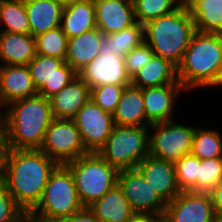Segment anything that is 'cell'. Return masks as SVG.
Wrapping results in <instances>:
<instances>
[{
  "mask_svg": "<svg viewBox=\"0 0 222 222\" xmlns=\"http://www.w3.org/2000/svg\"><path fill=\"white\" fill-rule=\"evenodd\" d=\"M58 164L40 149H12L0 163V178L28 214L39 202Z\"/></svg>",
  "mask_w": 222,
  "mask_h": 222,
  "instance_id": "obj_1",
  "label": "cell"
},
{
  "mask_svg": "<svg viewBox=\"0 0 222 222\" xmlns=\"http://www.w3.org/2000/svg\"><path fill=\"white\" fill-rule=\"evenodd\" d=\"M195 32L194 19L185 2L175 11L144 24L145 42L156 56L176 67L181 64Z\"/></svg>",
  "mask_w": 222,
  "mask_h": 222,
  "instance_id": "obj_2",
  "label": "cell"
},
{
  "mask_svg": "<svg viewBox=\"0 0 222 222\" xmlns=\"http://www.w3.org/2000/svg\"><path fill=\"white\" fill-rule=\"evenodd\" d=\"M222 62V34L196 31L177 67L185 91L210 87L216 82Z\"/></svg>",
  "mask_w": 222,
  "mask_h": 222,
  "instance_id": "obj_3",
  "label": "cell"
},
{
  "mask_svg": "<svg viewBox=\"0 0 222 222\" xmlns=\"http://www.w3.org/2000/svg\"><path fill=\"white\" fill-rule=\"evenodd\" d=\"M5 108L12 149H40L53 120L50 100L37 94L13 101Z\"/></svg>",
  "mask_w": 222,
  "mask_h": 222,
  "instance_id": "obj_4",
  "label": "cell"
},
{
  "mask_svg": "<svg viewBox=\"0 0 222 222\" xmlns=\"http://www.w3.org/2000/svg\"><path fill=\"white\" fill-rule=\"evenodd\" d=\"M83 207L72 173L65 165H58L50 174L42 197L27 218L35 222H56Z\"/></svg>",
  "mask_w": 222,
  "mask_h": 222,
  "instance_id": "obj_5",
  "label": "cell"
},
{
  "mask_svg": "<svg viewBox=\"0 0 222 222\" xmlns=\"http://www.w3.org/2000/svg\"><path fill=\"white\" fill-rule=\"evenodd\" d=\"M75 181L81 204L90 206L118 184L119 170L97 152H89L65 164Z\"/></svg>",
  "mask_w": 222,
  "mask_h": 222,
  "instance_id": "obj_6",
  "label": "cell"
},
{
  "mask_svg": "<svg viewBox=\"0 0 222 222\" xmlns=\"http://www.w3.org/2000/svg\"><path fill=\"white\" fill-rule=\"evenodd\" d=\"M148 127L115 125L97 153L118 170L135 168L150 155Z\"/></svg>",
  "mask_w": 222,
  "mask_h": 222,
  "instance_id": "obj_7",
  "label": "cell"
},
{
  "mask_svg": "<svg viewBox=\"0 0 222 222\" xmlns=\"http://www.w3.org/2000/svg\"><path fill=\"white\" fill-rule=\"evenodd\" d=\"M149 153L159 159L176 162L191 151L196 127L177 124L173 120L151 124Z\"/></svg>",
  "mask_w": 222,
  "mask_h": 222,
  "instance_id": "obj_8",
  "label": "cell"
},
{
  "mask_svg": "<svg viewBox=\"0 0 222 222\" xmlns=\"http://www.w3.org/2000/svg\"><path fill=\"white\" fill-rule=\"evenodd\" d=\"M40 150L58 165H65L89 153L73 119L60 118L51 121Z\"/></svg>",
  "mask_w": 222,
  "mask_h": 222,
  "instance_id": "obj_9",
  "label": "cell"
},
{
  "mask_svg": "<svg viewBox=\"0 0 222 222\" xmlns=\"http://www.w3.org/2000/svg\"><path fill=\"white\" fill-rule=\"evenodd\" d=\"M28 67L38 94L48 99L78 75L63 59L38 54Z\"/></svg>",
  "mask_w": 222,
  "mask_h": 222,
  "instance_id": "obj_10",
  "label": "cell"
},
{
  "mask_svg": "<svg viewBox=\"0 0 222 222\" xmlns=\"http://www.w3.org/2000/svg\"><path fill=\"white\" fill-rule=\"evenodd\" d=\"M73 121L88 152H98L115 126L113 115L104 111L91 98L77 112Z\"/></svg>",
  "mask_w": 222,
  "mask_h": 222,
  "instance_id": "obj_11",
  "label": "cell"
},
{
  "mask_svg": "<svg viewBox=\"0 0 222 222\" xmlns=\"http://www.w3.org/2000/svg\"><path fill=\"white\" fill-rule=\"evenodd\" d=\"M118 186L136 213L161 214L167 203L145 181L136 169H123L118 173Z\"/></svg>",
  "mask_w": 222,
  "mask_h": 222,
  "instance_id": "obj_12",
  "label": "cell"
},
{
  "mask_svg": "<svg viewBox=\"0 0 222 222\" xmlns=\"http://www.w3.org/2000/svg\"><path fill=\"white\" fill-rule=\"evenodd\" d=\"M100 54L77 74L91 88L103 85H130L131 78L125 67L124 57L112 49H99Z\"/></svg>",
  "mask_w": 222,
  "mask_h": 222,
  "instance_id": "obj_13",
  "label": "cell"
},
{
  "mask_svg": "<svg viewBox=\"0 0 222 222\" xmlns=\"http://www.w3.org/2000/svg\"><path fill=\"white\" fill-rule=\"evenodd\" d=\"M165 213L173 222H211L215 215L210 194L193 191L180 192Z\"/></svg>",
  "mask_w": 222,
  "mask_h": 222,
  "instance_id": "obj_14",
  "label": "cell"
},
{
  "mask_svg": "<svg viewBox=\"0 0 222 222\" xmlns=\"http://www.w3.org/2000/svg\"><path fill=\"white\" fill-rule=\"evenodd\" d=\"M135 168L166 203L181 192L176 180L174 162L149 155Z\"/></svg>",
  "mask_w": 222,
  "mask_h": 222,
  "instance_id": "obj_15",
  "label": "cell"
},
{
  "mask_svg": "<svg viewBox=\"0 0 222 222\" xmlns=\"http://www.w3.org/2000/svg\"><path fill=\"white\" fill-rule=\"evenodd\" d=\"M96 27L104 34L120 32L136 23L130 0H94Z\"/></svg>",
  "mask_w": 222,
  "mask_h": 222,
  "instance_id": "obj_16",
  "label": "cell"
},
{
  "mask_svg": "<svg viewBox=\"0 0 222 222\" xmlns=\"http://www.w3.org/2000/svg\"><path fill=\"white\" fill-rule=\"evenodd\" d=\"M37 94L28 65H0V107Z\"/></svg>",
  "mask_w": 222,
  "mask_h": 222,
  "instance_id": "obj_17",
  "label": "cell"
},
{
  "mask_svg": "<svg viewBox=\"0 0 222 222\" xmlns=\"http://www.w3.org/2000/svg\"><path fill=\"white\" fill-rule=\"evenodd\" d=\"M185 89L181 84H167L143 89L145 118L150 124L171 121L174 100Z\"/></svg>",
  "mask_w": 222,
  "mask_h": 222,
  "instance_id": "obj_18",
  "label": "cell"
},
{
  "mask_svg": "<svg viewBox=\"0 0 222 222\" xmlns=\"http://www.w3.org/2000/svg\"><path fill=\"white\" fill-rule=\"evenodd\" d=\"M91 89L78 75L49 98L53 118L73 119L90 100Z\"/></svg>",
  "mask_w": 222,
  "mask_h": 222,
  "instance_id": "obj_19",
  "label": "cell"
},
{
  "mask_svg": "<svg viewBox=\"0 0 222 222\" xmlns=\"http://www.w3.org/2000/svg\"><path fill=\"white\" fill-rule=\"evenodd\" d=\"M63 7L58 0H25L30 34L36 37L60 27Z\"/></svg>",
  "mask_w": 222,
  "mask_h": 222,
  "instance_id": "obj_20",
  "label": "cell"
},
{
  "mask_svg": "<svg viewBox=\"0 0 222 222\" xmlns=\"http://www.w3.org/2000/svg\"><path fill=\"white\" fill-rule=\"evenodd\" d=\"M103 38L104 34L98 28L69 38L65 62L78 73L100 54Z\"/></svg>",
  "mask_w": 222,
  "mask_h": 222,
  "instance_id": "obj_21",
  "label": "cell"
},
{
  "mask_svg": "<svg viewBox=\"0 0 222 222\" xmlns=\"http://www.w3.org/2000/svg\"><path fill=\"white\" fill-rule=\"evenodd\" d=\"M35 56V38L31 34L10 33L0 30L2 65H28Z\"/></svg>",
  "mask_w": 222,
  "mask_h": 222,
  "instance_id": "obj_22",
  "label": "cell"
},
{
  "mask_svg": "<svg viewBox=\"0 0 222 222\" xmlns=\"http://www.w3.org/2000/svg\"><path fill=\"white\" fill-rule=\"evenodd\" d=\"M112 115L118 126H150L145 118L143 89L131 84L126 86Z\"/></svg>",
  "mask_w": 222,
  "mask_h": 222,
  "instance_id": "obj_23",
  "label": "cell"
},
{
  "mask_svg": "<svg viewBox=\"0 0 222 222\" xmlns=\"http://www.w3.org/2000/svg\"><path fill=\"white\" fill-rule=\"evenodd\" d=\"M60 27L68 39L97 28L94 0L65 5Z\"/></svg>",
  "mask_w": 222,
  "mask_h": 222,
  "instance_id": "obj_24",
  "label": "cell"
},
{
  "mask_svg": "<svg viewBox=\"0 0 222 222\" xmlns=\"http://www.w3.org/2000/svg\"><path fill=\"white\" fill-rule=\"evenodd\" d=\"M88 208L101 222H128L136 214L118 184Z\"/></svg>",
  "mask_w": 222,
  "mask_h": 222,
  "instance_id": "obj_25",
  "label": "cell"
},
{
  "mask_svg": "<svg viewBox=\"0 0 222 222\" xmlns=\"http://www.w3.org/2000/svg\"><path fill=\"white\" fill-rule=\"evenodd\" d=\"M167 84H180L177 67L169 60L156 55L131 79V85L141 89Z\"/></svg>",
  "mask_w": 222,
  "mask_h": 222,
  "instance_id": "obj_26",
  "label": "cell"
},
{
  "mask_svg": "<svg viewBox=\"0 0 222 222\" xmlns=\"http://www.w3.org/2000/svg\"><path fill=\"white\" fill-rule=\"evenodd\" d=\"M196 31L222 34V0H187Z\"/></svg>",
  "mask_w": 222,
  "mask_h": 222,
  "instance_id": "obj_27",
  "label": "cell"
},
{
  "mask_svg": "<svg viewBox=\"0 0 222 222\" xmlns=\"http://www.w3.org/2000/svg\"><path fill=\"white\" fill-rule=\"evenodd\" d=\"M144 41V25L136 22L120 32L104 35L99 49H112L118 56L125 57Z\"/></svg>",
  "mask_w": 222,
  "mask_h": 222,
  "instance_id": "obj_28",
  "label": "cell"
},
{
  "mask_svg": "<svg viewBox=\"0 0 222 222\" xmlns=\"http://www.w3.org/2000/svg\"><path fill=\"white\" fill-rule=\"evenodd\" d=\"M0 25L4 32L30 34L25 0H0Z\"/></svg>",
  "mask_w": 222,
  "mask_h": 222,
  "instance_id": "obj_29",
  "label": "cell"
},
{
  "mask_svg": "<svg viewBox=\"0 0 222 222\" xmlns=\"http://www.w3.org/2000/svg\"><path fill=\"white\" fill-rule=\"evenodd\" d=\"M191 154L204 159L222 158V136L216 130L195 128Z\"/></svg>",
  "mask_w": 222,
  "mask_h": 222,
  "instance_id": "obj_30",
  "label": "cell"
},
{
  "mask_svg": "<svg viewBox=\"0 0 222 222\" xmlns=\"http://www.w3.org/2000/svg\"><path fill=\"white\" fill-rule=\"evenodd\" d=\"M136 22H147L175 11L182 3L181 0H133Z\"/></svg>",
  "mask_w": 222,
  "mask_h": 222,
  "instance_id": "obj_31",
  "label": "cell"
},
{
  "mask_svg": "<svg viewBox=\"0 0 222 222\" xmlns=\"http://www.w3.org/2000/svg\"><path fill=\"white\" fill-rule=\"evenodd\" d=\"M35 38L36 54L60 58L65 61L68 38L61 27L48 30Z\"/></svg>",
  "mask_w": 222,
  "mask_h": 222,
  "instance_id": "obj_32",
  "label": "cell"
},
{
  "mask_svg": "<svg viewBox=\"0 0 222 222\" xmlns=\"http://www.w3.org/2000/svg\"><path fill=\"white\" fill-rule=\"evenodd\" d=\"M201 159L189 153L175 164L176 180L181 192L194 191L197 188V175Z\"/></svg>",
  "mask_w": 222,
  "mask_h": 222,
  "instance_id": "obj_33",
  "label": "cell"
},
{
  "mask_svg": "<svg viewBox=\"0 0 222 222\" xmlns=\"http://www.w3.org/2000/svg\"><path fill=\"white\" fill-rule=\"evenodd\" d=\"M222 179V158L201 160L197 188L193 192L209 193Z\"/></svg>",
  "mask_w": 222,
  "mask_h": 222,
  "instance_id": "obj_34",
  "label": "cell"
},
{
  "mask_svg": "<svg viewBox=\"0 0 222 222\" xmlns=\"http://www.w3.org/2000/svg\"><path fill=\"white\" fill-rule=\"evenodd\" d=\"M129 85H103L91 88L90 98L104 111L113 114L124 88Z\"/></svg>",
  "mask_w": 222,
  "mask_h": 222,
  "instance_id": "obj_35",
  "label": "cell"
},
{
  "mask_svg": "<svg viewBox=\"0 0 222 222\" xmlns=\"http://www.w3.org/2000/svg\"><path fill=\"white\" fill-rule=\"evenodd\" d=\"M25 211L16 203L0 178V222H23Z\"/></svg>",
  "mask_w": 222,
  "mask_h": 222,
  "instance_id": "obj_36",
  "label": "cell"
},
{
  "mask_svg": "<svg viewBox=\"0 0 222 222\" xmlns=\"http://www.w3.org/2000/svg\"><path fill=\"white\" fill-rule=\"evenodd\" d=\"M155 55L152 48L144 41L141 45L132 49L124 57L125 67L128 76H133L144 67Z\"/></svg>",
  "mask_w": 222,
  "mask_h": 222,
  "instance_id": "obj_37",
  "label": "cell"
},
{
  "mask_svg": "<svg viewBox=\"0 0 222 222\" xmlns=\"http://www.w3.org/2000/svg\"><path fill=\"white\" fill-rule=\"evenodd\" d=\"M1 109V107H0ZM10 128L7 112L0 110V163L11 152Z\"/></svg>",
  "mask_w": 222,
  "mask_h": 222,
  "instance_id": "obj_38",
  "label": "cell"
},
{
  "mask_svg": "<svg viewBox=\"0 0 222 222\" xmlns=\"http://www.w3.org/2000/svg\"><path fill=\"white\" fill-rule=\"evenodd\" d=\"M56 222H101V221L88 207H83L78 212L60 218Z\"/></svg>",
  "mask_w": 222,
  "mask_h": 222,
  "instance_id": "obj_39",
  "label": "cell"
},
{
  "mask_svg": "<svg viewBox=\"0 0 222 222\" xmlns=\"http://www.w3.org/2000/svg\"><path fill=\"white\" fill-rule=\"evenodd\" d=\"M215 214L222 216V179L209 192Z\"/></svg>",
  "mask_w": 222,
  "mask_h": 222,
  "instance_id": "obj_40",
  "label": "cell"
},
{
  "mask_svg": "<svg viewBox=\"0 0 222 222\" xmlns=\"http://www.w3.org/2000/svg\"><path fill=\"white\" fill-rule=\"evenodd\" d=\"M128 222H154V214L136 213Z\"/></svg>",
  "mask_w": 222,
  "mask_h": 222,
  "instance_id": "obj_41",
  "label": "cell"
},
{
  "mask_svg": "<svg viewBox=\"0 0 222 222\" xmlns=\"http://www.w3.org/2000/svg\"><path fill=\"white\" fill-rule=\"evenodd\" d=\"M154 222H173L164 212L161 214H154Z\"/></svg>",
  "mask_w": 222,
  "mask_h": 222,
  "instance_id": "obj_42",
  "label": "cell"
},
{
  "mask_svg": "<svg viewBox=\"0 0 222 222\" xmlns=\"http://www.w3.org/2000/svg\"><path fill=\"white\" fill-rule=\"evenodd\" d=\"M212 86H217V87L222 86V62H221L219 73L216 78V82Z\"/></svg>",
  "mask_w": 222,
  "mask_h": 222,
  "instance_id": "obj_43",
  "label": "cell"
},
{
  "mask_svg": "<svg viewBox=\"0 0 222 222\" xmlns=\"http://www.w3.org/2000/svg\"><path fill=\"white\" fill-rule=\"evenodd\" d=\"M63 6L68 5L70 3L84 1V0H58Z\"/></svg>",
  "mask_w": 222,
  "mask_h": 222,
  "instance_id": "obj_44",
  "label": "cell"
},
{
  "mask_svg": "<svg viewBox=\"0 0 222 222\" xmlns=\"http://www.w3.org/2000/svg\"><path fill=\"white\" fill-rule=\"evenodd\" d=\"M211 222H222V216L215 214Z\"/></svg>",
  "mask_w": 222,
  "mask_h": 222,
  "instance_id": "obj_45",
  "label": "cell"
},
{
  "mask_svg": "<svg viewBox=\"0 0 222 222\" xmlns=\"http://www.w3.org/2000/svg\"><path fill=\"white\" fill-rule=\"evenodd\" d=\"M23 222H35V221H32V220L29 219V218H26Z\"/></svg>",
  "mask_w": 222,
  "mask_h": 222,
  "instance_id": "obj_46",
  "label": "cell"
}]
</instances>
